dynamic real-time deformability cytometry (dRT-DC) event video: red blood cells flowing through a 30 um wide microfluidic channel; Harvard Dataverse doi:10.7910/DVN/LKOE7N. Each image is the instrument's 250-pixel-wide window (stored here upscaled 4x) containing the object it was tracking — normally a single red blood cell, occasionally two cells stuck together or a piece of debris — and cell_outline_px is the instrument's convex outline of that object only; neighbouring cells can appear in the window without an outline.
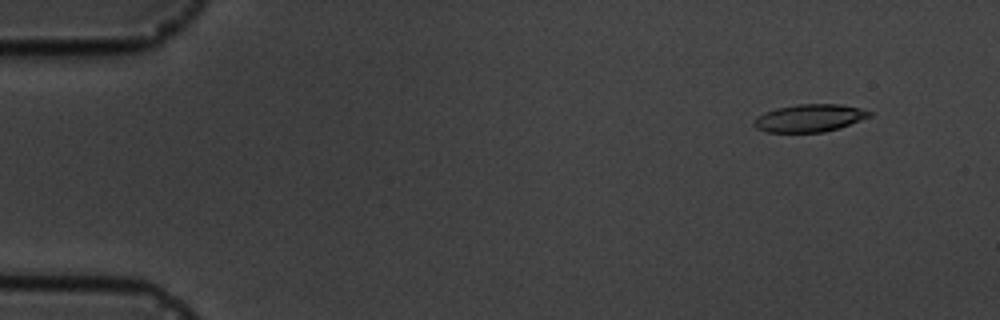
{"species": "common noctule bat (a hibernating species)", "species_latin": "Nyctalus noctula", "temperature_condition": "cold", "stored_images_in_passage": 5, "camera_frame_rate_fps": 3000, "um_per_image_px": 0.085, "animal": {"sex": "male", "body_mass_g": 19.5, "forearm_length_mm": 54.6}, "frame": {"image": 1, "passage_image": 1, "time_ms": 0.0, "image_size_px": [1000, 320], "cell_outline_px": [[872, 116], [840, 128], [824, 132], [768, 132], [756, 128], [752, 124], [752, 120], [756, 116], [764, 112], [776, 108], [796, 104], [840, 104], [872, 112]], "centroid_in_image_um": [68.76, 10.04], "position_along_channel_um": 16.2, "area_um2": 18.67}}
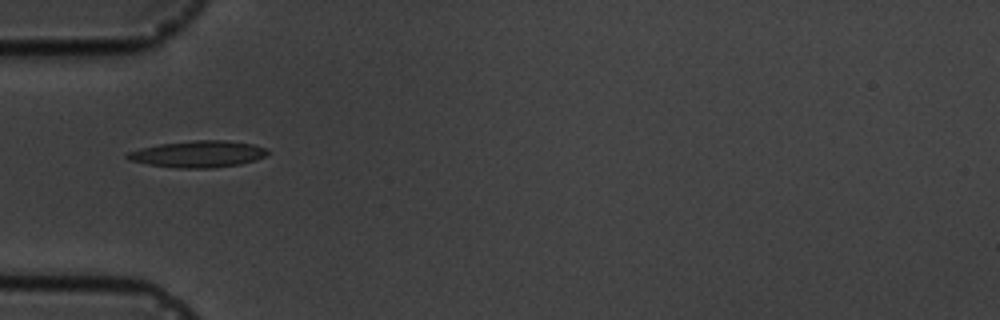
{"frame": {"image": 2, "passage_image": 4, "time_ms": 4.333, "image_size_px": [1000, 320], "cell_outline_px": [[268, 152], [264, 156], [256, 160], [240, 164], [212, 168], [176, 168], [148, 164], [128, 160], [124, 156], [128, 152], [140, 148], [160, 144], [196, 140], [228, 140], [252, 144], [268, 148]], "centroid_in_image_um": [16.84, 13.09], "position_along_channel_um": 68.2, "area_um2": 21.79}}
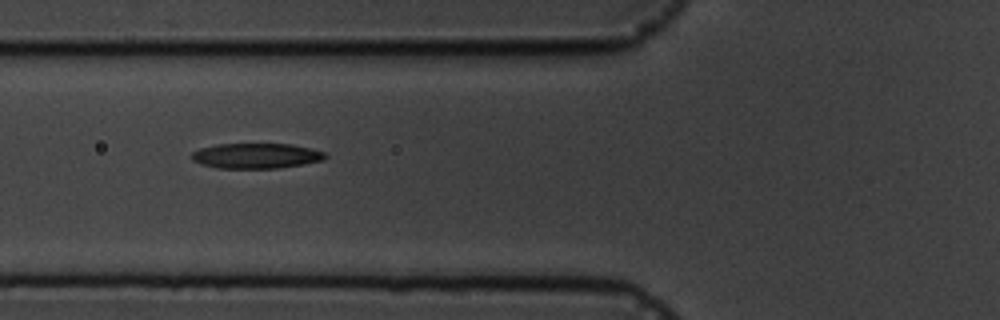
{"frame": {"image": 3, "passage_image": 5, "time_ms": 5.333, "image_size_px": [1000, 320], "cell_outline_px": [[328, 156], [324, 160], [304, 164], [276, 168], [216, 168], [200, 164], [192, 160], [192, 152], [200, 148], [216, 144], [292, 144], [312, 148], [324, 152]], "centroid_in_image_um": [21.78, 13.24], "position_along_channel_um": 104.0, "area_um2": 19.77}}